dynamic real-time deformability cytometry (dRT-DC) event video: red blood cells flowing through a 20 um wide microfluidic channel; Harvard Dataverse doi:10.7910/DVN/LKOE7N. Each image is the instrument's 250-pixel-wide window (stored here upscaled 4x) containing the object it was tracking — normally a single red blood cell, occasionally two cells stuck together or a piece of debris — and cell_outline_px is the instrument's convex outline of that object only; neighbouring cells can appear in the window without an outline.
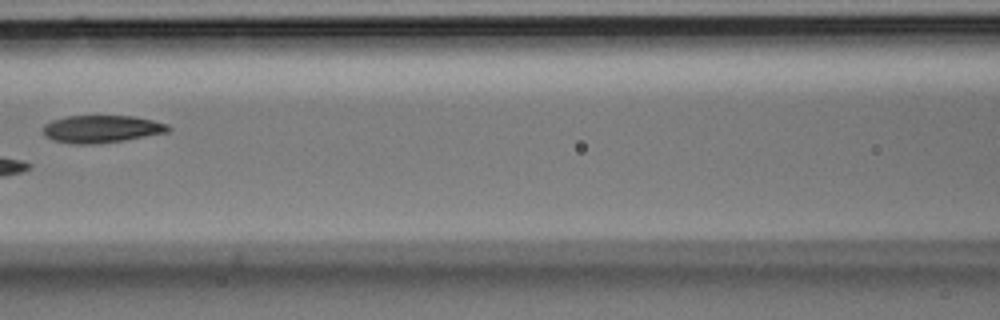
{"species": "Egyptian fruit bat (a non-hibernating species)", "species_latin": "Rousettus aegyptiacus", "temperature_condition": "room temperature", "stored_images_in_passage": 5, "camera_frame_rate_fps": 3000, "um_per_image_px": 0.085, "animal": {"sex": "male"}, "frame": {"image": 1, "passage_image": 5, "time_ms": 1.333, "image_size_px": [1000, 320], "cell_outline_px": [[172, 128], [168, 132], [124, 140], [96, 144], [72, 144], [52, 140], [44, 136], [44, 124], [52, 120], [68, 116], [132, 116], [152, 120], [168, 124]], "centroid_in_image_um": [8.62, 10.97], "position_along_channel_um": 158.0, "area_um2": 20.06}}